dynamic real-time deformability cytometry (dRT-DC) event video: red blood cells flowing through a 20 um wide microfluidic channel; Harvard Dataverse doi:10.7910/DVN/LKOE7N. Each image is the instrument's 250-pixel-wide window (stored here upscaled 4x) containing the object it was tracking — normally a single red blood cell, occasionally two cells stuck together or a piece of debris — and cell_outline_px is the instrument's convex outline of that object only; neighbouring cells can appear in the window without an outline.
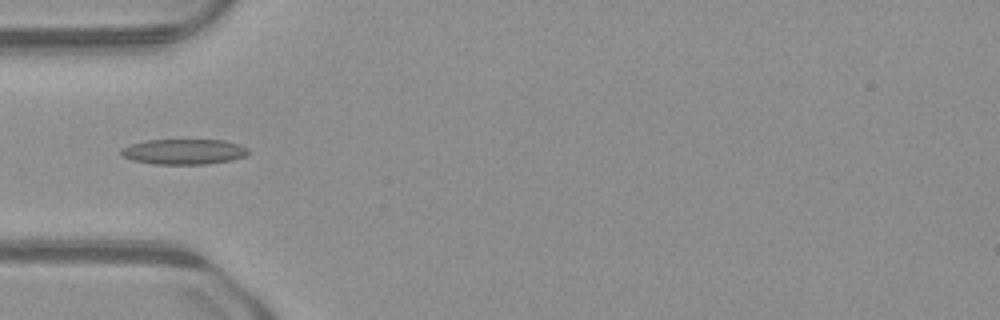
{"species": "common noctule bat (a hibernating species)", "species_latin": "Nyctalus noctula", "temperature_condition": "warm", "stored_images_in_passage": 8, "camera_frame_rate_fps": 3000, "um_per_image_px": 0.085, "animal": {"sex": "male", "body_mass_g": 23.1, "forearm_length_mm": 52.7}, "frame": {"image": 1, "passage_image": 5, "time_ms": 1.333, "image_size_px": [1000, 320], "cell_outline_px": [[252, 152], [244, 156], [232, 160], [208, 164], [152, 164], [132, 160], [124, 156], [120, 152], [120, 148], [128, 144], [144, 140], [224, 140], [240, 144], [248, 148]], "centroid_in_image_um": [15.63, 12.89], "position_along_channel_um": 69.4, "area_um2": 19.07}}